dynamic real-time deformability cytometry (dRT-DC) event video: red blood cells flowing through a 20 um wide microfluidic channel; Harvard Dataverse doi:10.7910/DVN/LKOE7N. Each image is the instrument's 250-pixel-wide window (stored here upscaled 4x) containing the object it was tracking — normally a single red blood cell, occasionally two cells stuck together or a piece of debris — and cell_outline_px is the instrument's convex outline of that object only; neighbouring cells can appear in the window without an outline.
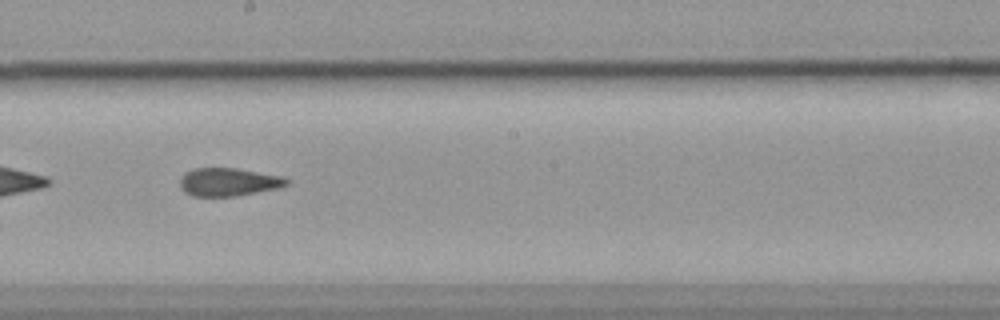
{"species": "common noctule bat (a hibernating species)", "species_latin": "Nyctalus noctula", "temperature_condition": "cold", "stored_images_in_passage": 57, "segment_of_instrument_passage": [2, 2], "camera_frame_rate_fps": 3000, "um_per_image_px": 0.085, "animal": {"sex": "female", "body_mass_g": 19.9}, "frame": {"image": 1, "passage_image": 31, "time_ms": 10.0, "image_size_px": [1000, 320], "cell_outline_px": [[292, 180], [288, 184], [276, 188], [236, 196], [192, 196], [184, 192], [180, 188], [180, 180], [184, 172], [192, 168], [236, 168], [280, 176]], "centroid_in_image_um": [19.38, 15.46], "position_along_channel_um": 228.8, "area_um2": 17.46}}